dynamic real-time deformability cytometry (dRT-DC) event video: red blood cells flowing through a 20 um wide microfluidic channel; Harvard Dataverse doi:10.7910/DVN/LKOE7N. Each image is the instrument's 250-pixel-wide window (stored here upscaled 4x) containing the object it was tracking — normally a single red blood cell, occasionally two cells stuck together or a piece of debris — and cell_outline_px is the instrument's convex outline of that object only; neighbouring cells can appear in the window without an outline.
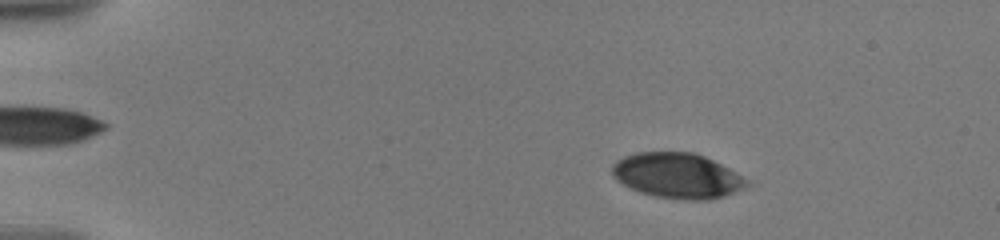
{"species": "human", "species_latin": "Homo sapiens", "temperature_condition": "warm", "stored_images_in_passage": 26, "camera_frame_rate_fps": 3000, "um_per_image_px": 0.085, "donor": {"sex": "male"}, "frame": {"image": 1, "passage_image": 7, "time_ms": 2.333, "image_size_px": [1000, 240], "cell_outline_px": [[752, 184], [744, 188], [724, 196], [708, 200], [684, 200], [656, 196], [640, 192], [616, 180], [612, 176], [612, 164], [616, 160], [624, 156], [636, 152], [692, 152], [704, 156], [728, 168], [748, 180]], "centroid_in_image_um": [57.56, 14.93], "position_along_channel_um": 27.4, "area_um2": 35.43}}
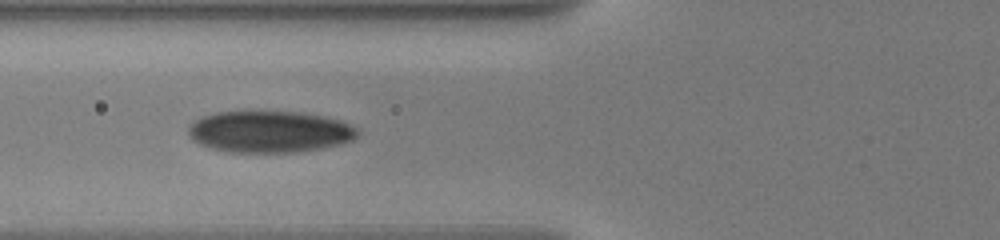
{"frame": {"image": 2, "passage_image": 18, "time_ms": 7.0, "image_size_px": [1000, 240], "cell_outline_px": [[360, 132], [352, 140], [340, 144], [320, 148], [296, 152], [228, 152], [212, 148], [200, 144], [192, 140], [188, 132], [188, 124], [204, 116], [216, 112], [248, 108], [300, 112], [324, 116], [340, 120], [360, 128]], "centroid_in_image_um": [22.89, 11.14], "position_along_channel_um": 102.9, "area_um2": 42.25}}
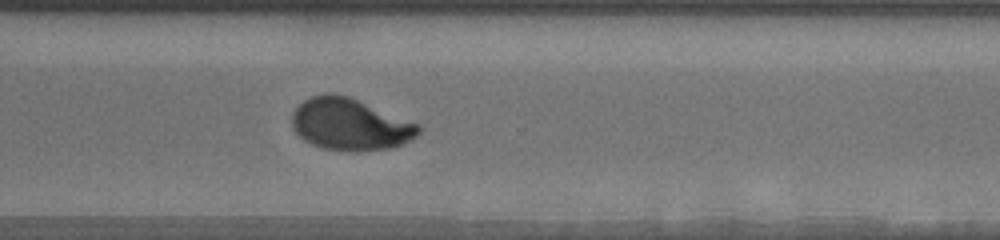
{"frame": {"image": 3, "passage_image": 26, "time_ms": 13.667, "image_size_px": [1000, 240], "cell_outline_px": [[420, 132], [416, 136], [392, 148], [356, 152], [352, 152], [324, 148], [312, 144], [304, 140], [292, 128], [292, 112], [304, 100], [312, 96], [324, 92], [336, 92], [348, 96], [420, 124]], "centroid_in_image_um": [29.74, 10.56], "position_along_channel_um": 340.9, "area_um2": 38.38}}